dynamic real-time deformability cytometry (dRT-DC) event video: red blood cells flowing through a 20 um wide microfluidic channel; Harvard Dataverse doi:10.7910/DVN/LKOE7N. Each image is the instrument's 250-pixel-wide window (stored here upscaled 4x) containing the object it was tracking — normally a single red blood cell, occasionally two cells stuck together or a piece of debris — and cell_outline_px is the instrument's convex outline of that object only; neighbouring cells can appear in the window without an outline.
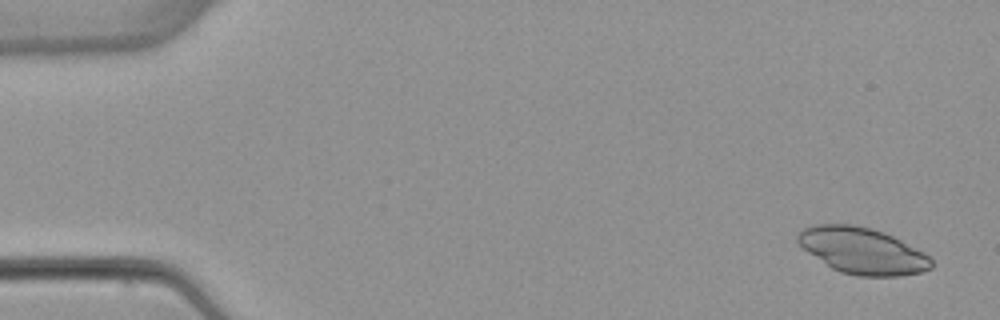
{"species": "common noctule bat (a hibernating species)", "species_latin": "Nyctalus noctula", "temperature_condition": "warm", "stored_images_in_passage": 4, "camera_frame_rate_fps": 3000, "um_per_image_px": 0.085, "animal": {"sex": "female", "body_mass_g": 22.7, "forearm_length_mm": 54.2}, "frame": {"image": 1, "passage_image": 1, "time_ms": 0.0, "image_size_px": [1000, 320], "cell_outline_px": [[932, 268], [920, 272], [900, 276], [856, 276], [840, 272], [832, 268], [808, 252], [796, 240], [796, 236], [804, 228], [816, 224], [852, 224], [872, 228], [884, 232], [924, 252], [932, 260]], "centroid_in_image_um": [73.3, 21.31], "position_along_channel_um": 11.7, "area_um2": 35.84}}